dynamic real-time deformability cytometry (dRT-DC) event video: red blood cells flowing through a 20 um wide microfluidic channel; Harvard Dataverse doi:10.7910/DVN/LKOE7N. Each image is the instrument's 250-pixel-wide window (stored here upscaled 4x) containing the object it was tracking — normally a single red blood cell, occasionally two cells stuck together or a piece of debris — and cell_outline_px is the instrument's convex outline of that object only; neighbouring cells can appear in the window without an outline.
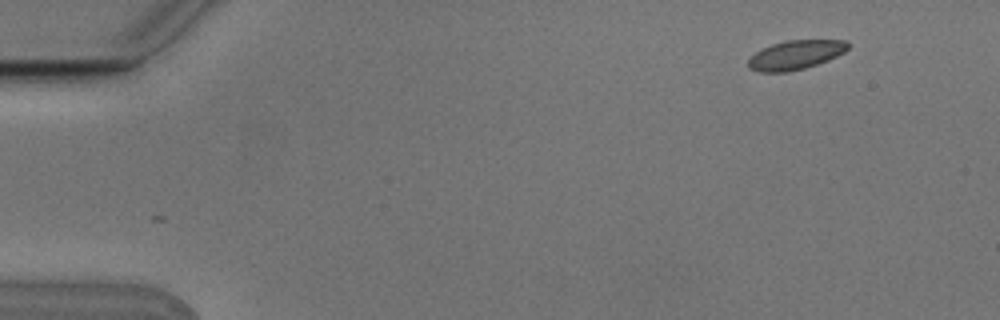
{"species": "Egyptian fruit bat (a non-hibernating species)", "species_latin": "Rousettus aegyptiacus", "temperature_condition": "cold", "stored_images_in_passage": 4, "camera_frame_rate_fps": 3000, "um_per_image_px": 0.085, "animal": {"sex": "male"}, "frame": {"image": 1, "passage_image": 1, "time_ms": 0.0, "image_size_px": [1000, 320], "cell_outline_px": [[848, 48], [844, 52], [828, 60], [804, 68], [788, 72], [756, 72], [748, 68], [748, 60], [756, 52], [772, 44], [784, 40], [848, 40]], "centroid_in_image_um": [67.6, 4.67], "position_along_channel_um": 17.4, "area_um2": 16.88}}